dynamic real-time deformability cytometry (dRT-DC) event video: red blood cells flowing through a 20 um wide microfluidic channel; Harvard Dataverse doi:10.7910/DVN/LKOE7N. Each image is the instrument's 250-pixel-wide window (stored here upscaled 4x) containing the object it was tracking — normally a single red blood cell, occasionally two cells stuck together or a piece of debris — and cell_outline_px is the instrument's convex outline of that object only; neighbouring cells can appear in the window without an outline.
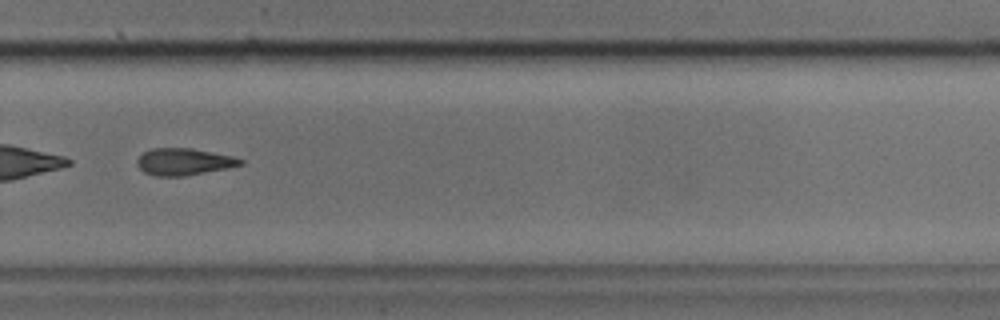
{"species": "common noctule bat (a hibernating species)", "species_latin": "Nyctalus noctula", "temperature_condition": "cold", "stored_images_in_passage": 27, "segment_of_instrument_passage": [2, 2], "camera_frame_rate_fps": 3000, "um_per_image_px": 0.085, "animal": {"sex": "male", "body_mass_g": 17.9, "forearm_length_mm": 54.2}, "frame": {"image": 1, "passage_image": 22, "time_ms": 7.0, "image_size_px": [1000, 320], "cell_outline_px": [[244, 164], [228, 168], [184, 176], [156, 176], [144, 172], [136, 164], [136, 160], [144, 152], [152, 148], [192, 148], [232, 156], [244, 160]], "centroid_in_image_um": [15.63, 13.75], "position_along_channel_um": 314.2, "area_um2": 16.18}}